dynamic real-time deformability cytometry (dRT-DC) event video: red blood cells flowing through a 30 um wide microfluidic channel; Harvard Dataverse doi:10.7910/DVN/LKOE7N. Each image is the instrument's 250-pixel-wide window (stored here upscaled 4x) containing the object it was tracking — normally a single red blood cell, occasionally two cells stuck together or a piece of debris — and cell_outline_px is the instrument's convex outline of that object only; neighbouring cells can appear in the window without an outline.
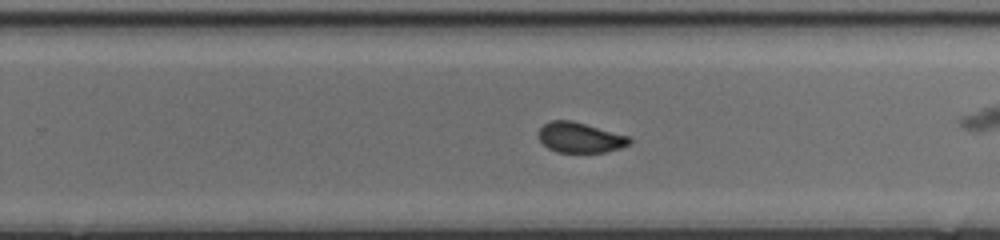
{"species": "common noctule bat (a hibernating species)", "species_latin": "Nyctalus noctula", "temperature_condition": "cold", "stored_images_in_passage": 53, "camera_frame_rate_fps": 3000, "um_per_image_px": 0.085, "animal": {"sex": "female", "body_mass_g": 17.0, "forearm_length_mm": 48.0}, "frame": {"image": 1, "passage_image": 34, "time_ms": 11.0, "image_size_px": [1000, 240], "cell_outline_px": [[632, 144], [620, 148], [604, 152], [556, 152], [548, 148], [540, 140], [540, 128], [544, 124], [552, 120], [572, 120], [628, 136], [632, 140]], "centroid_in_image_um": [49.33, 11.69], "position_along_channel_um": 280.5, "area_um2": 15.9}}
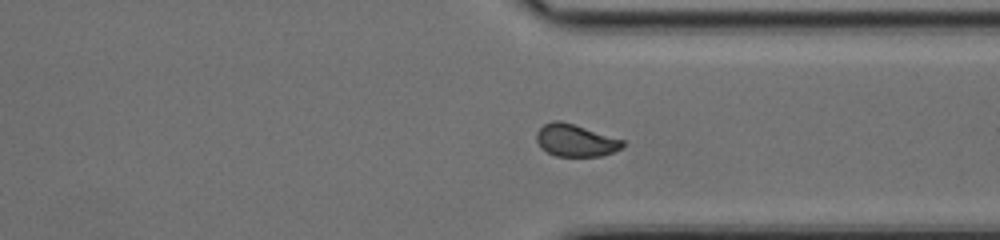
{"frame": {"image": 2, "passage_image": 40, "time_ms": 13.0, "image_size_px": [1000, 240], "cell_outline_px": [[624, 148], [600, 156], [556, 156], [540, 148], [536, 140], [536, 132], [544, 124], [552, 120], [560, 120], [624, 140]], "centroid_in_image_um": [48.9, 11.93], "position_along_channel_um": 362.5, "area_um2": 16.18}}
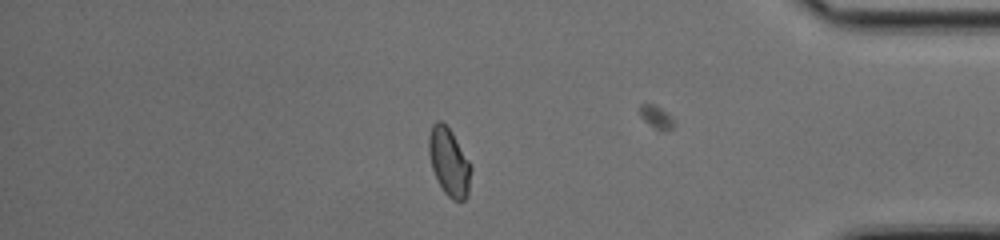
{"frame": {"image": 3, "passage_image": 45, "time_ms": 14.667, "image_size_px": [1000, 240], "cell_outline_px": [[472, 168], [468, 196], [464, 200], [452, 200], [444, 192], [432, 168], [428, 152], [428, 136], [432, 124], [436, 120], [440, 120], [452, 132], [472, 164]], "centroid_in_image_um": [38.18, 13.76], "position_along_channel_um": 397.0, "area_um2": 16.82}, "authors_computed_cell_mechanics": {"area_um2": 16.8198, "velocity_mm_per_s": 4.083, "shape_relaxation_time_tau1_ms": 3.5614, "shape_relaxation_time_tau2_ms": 1.2588, "deformation_change_tau1": 0.1223, "deformation_change_tau2": 0.051}}